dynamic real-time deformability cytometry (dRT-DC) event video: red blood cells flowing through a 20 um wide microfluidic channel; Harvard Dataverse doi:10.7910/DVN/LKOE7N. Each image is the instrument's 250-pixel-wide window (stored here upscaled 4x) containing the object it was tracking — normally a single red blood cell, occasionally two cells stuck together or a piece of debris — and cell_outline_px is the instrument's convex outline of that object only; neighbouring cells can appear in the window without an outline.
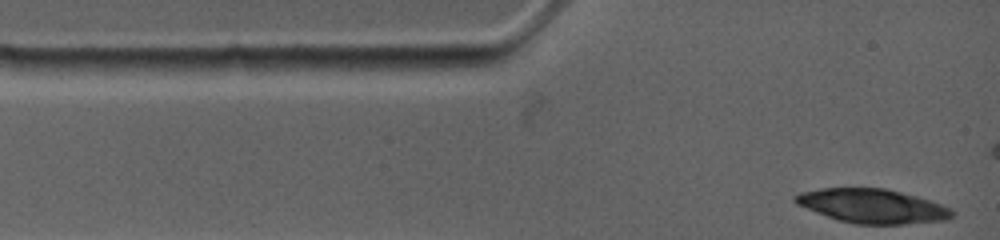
{"species": "common noctule bat (a hibernating species)", "species_latin": "Nyctalus noctula", "temperature_condition": "warm", "stored_images_in_passage": 1, "camera_frame_rate_fps": 4500, "um_per_image_px": 0.085, "animal": {"sex": "female", "body_mass_g": 19.0, "forearm_length_mm": 53.3}, "frame": {"image": 1, "passage_image": 1, "time_ms": 0.0, "image_size_px": [1000, 240], "cell_outline_px": [[952, 216], [948, 220], [904, 224], [856, 224], [836, 220], [796, 204], [792, 200], [792, 196], [804, 192], [824, 188], [884, 188], [916, 196], [940, 204], [948, 208], [952, 212]], "centroid_in_image_um": [74.11, 17.52], "position_along_channel_um": 10.9, "area_um2": 30.92}}